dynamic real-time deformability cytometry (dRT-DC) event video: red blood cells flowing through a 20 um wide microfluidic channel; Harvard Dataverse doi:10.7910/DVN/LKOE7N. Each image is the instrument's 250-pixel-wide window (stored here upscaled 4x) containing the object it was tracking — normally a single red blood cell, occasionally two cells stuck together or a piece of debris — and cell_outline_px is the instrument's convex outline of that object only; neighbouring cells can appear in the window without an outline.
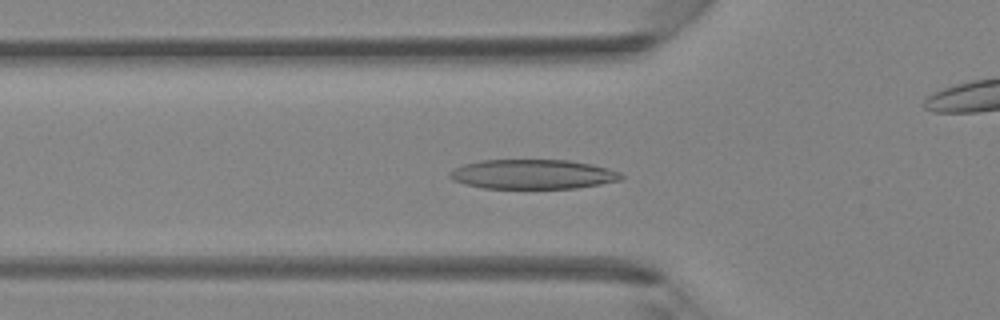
{"species": "Egyptian fruit bat (a non-hibernating species)", "species_latin": "Rousettus aegyptiacus", "temperature_condition": "room temperature", "stored_images_in_passage": 28, "camera_frame_rate_fps": 3000, "um_per_image_px": 0.085, "animal": {"sex": "female"}, "frame": {"image": 1, "passage_image": 4, "time_ms": 1.0, "image_size_px": [1000, 320], "cell_outline_px": [[624, 180], [576, 188], [484, 188], [464, 184], [452, 180], [448, 176], [448, 172], [464, 164], [480, 160], [568, 160], [592, 164], [608, 168], [620, 172], [624, 176]], "centroid_in_image_um": [45.3, 14.81], "position_along_channel_um": 80.5, "area_um2": 29.65}}
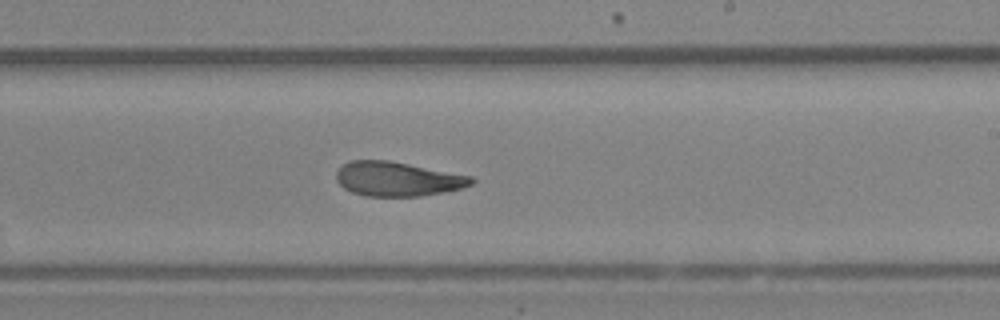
{"frame": {"image": 2, "passage_image": 15, "time_ms": 4.667, "image_size_px": [1000, 320], "cell_outline_px": [[476, 180], [472, 184], [460, 188], [444, 192], [420, 196], [364, 196], [352, 192], [344, 188], [336, 180], [336, 172], [348, 160], [388, 160], [472, 176]], "centroid_in_image_um": [33.78, 15.21], "position_along_channel_um": 255.2, "area_um2": 26.99}}
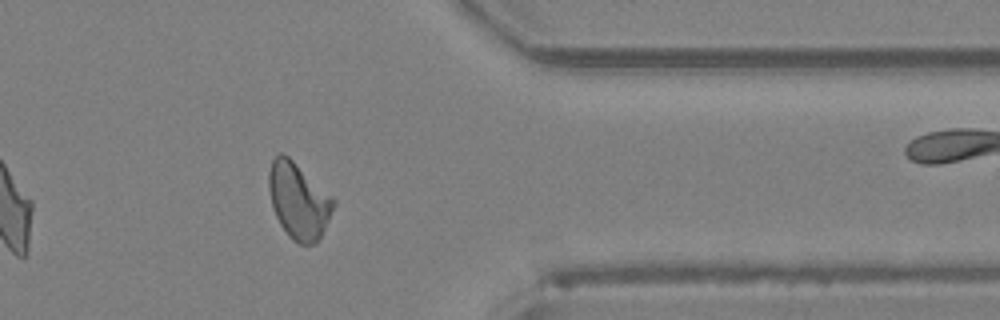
{"frame": {"image": 3, "passage_image": 24, "time_ms": 7.667, "image_size_px": [1000, 320], "cell_outline_px": [[336, 204], [316, 244], [300, 244], [292, 240], [288, 236], [280, 224], [272, 208], [268, 188], [268, 172], [272, 160], [280, 152], [284, 152], [332, 196], [336, 200]], "centroid_in_image_um": [25.36, 17.05], "position_along_channel_um": 386.0, "area_um2": 28.67}}